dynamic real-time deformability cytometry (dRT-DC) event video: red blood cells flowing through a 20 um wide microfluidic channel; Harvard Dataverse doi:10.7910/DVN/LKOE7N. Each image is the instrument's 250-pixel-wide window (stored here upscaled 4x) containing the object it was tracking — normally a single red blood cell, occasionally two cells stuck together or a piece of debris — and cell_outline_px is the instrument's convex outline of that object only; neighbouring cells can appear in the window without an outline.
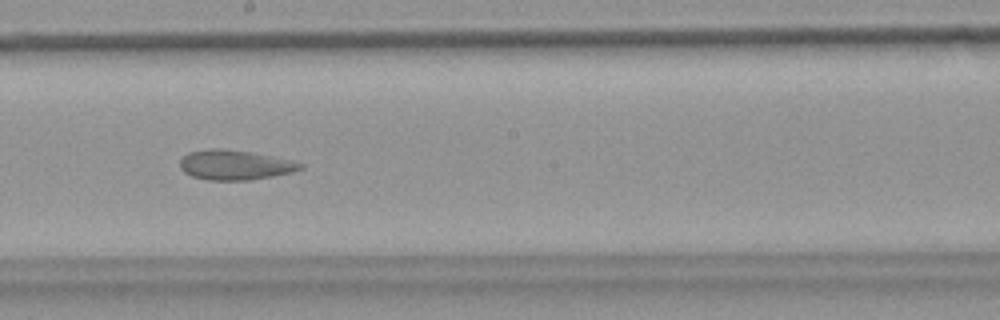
{"species": "common noctule bat (a hibernating species)", "species_latin": "Nyctalus noctula", "temperature_condition": "warm", "stored_images_in_passage": 54, "camera_frame_rate_fps": 3000, "um_per_image_px": 0.085, "animal": {"sex": "female", "body_mass_g": 18.4}, "frame": {"image": 1, "passage_image": 30, "time_ms": 9.667, "image_size_px": [1000, 320], "cell_outline_px": [[304, 168], [292, 172], [272, 176], [248, 180], [208, 180], [192, 176], [184, 172], [180, 168], [180, 160], [188, 152], [212, 148], [220, 148], [248, 152], [292, 160], [304, 164]], "centroid_in_image_um": [19.96, 14.02], "position_along_channel_um": 228.2, "area_um2": 20.75}}
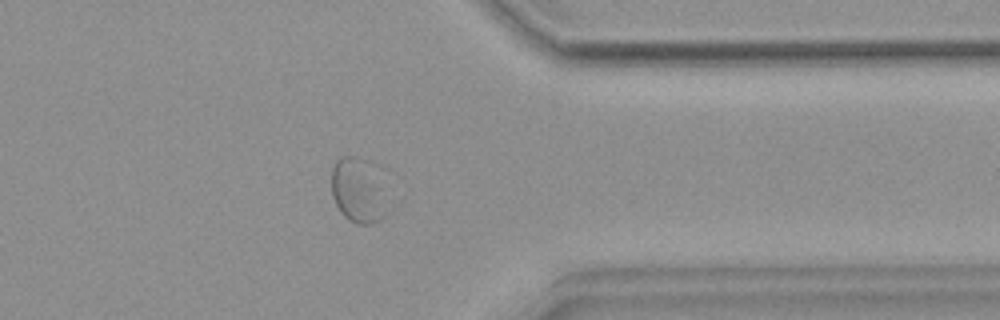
{"frame": {"image": 2, "passage_image": 43, "time_ms": 14.0, "image_size_px": [1000, 320], "cell_outline_px": [[388, 212], [380, 220], [372, 224], [356, 224], [348, 220], [340, 212], [332, 196], [332, 168], [336, 160], [344, 156], [356, 156], [364, 160]], "centroid_in_image_um": [30.3, 16.29], "position_along_channel_um": 381.1, "area_um2": 19.54}}
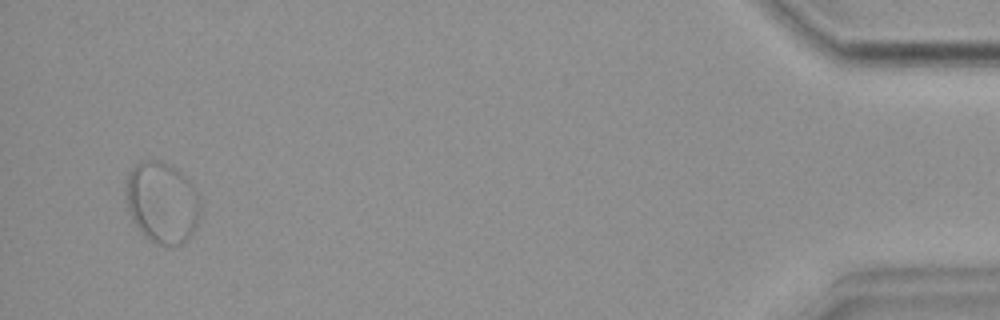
{"frame": {"image": 3, "passage_image": 52, "time_ms": 17.0, "image_size_px": [1000, 320], "cell_outline_px": [[200, 220], [188, 240], [180, 244], [168, 248], [156, 244], [144, 236], [140, 232], [132, 220], [128, 212], [124, 196], [124, 192], [128, 172], [140, 160], [156, 160], [172, 168], [184, 176], [188, 180], [196, 196], [200, 208]], "centroid_in_image_um": [13.72, 17.28], "position_along_channel_um": 421.5, "area_um2": 35.49}, "authors_computed_cell_mechanics": {"area_um2": 24.1604, "velocity_mm_per_s": 3.6995, "shape_relaxation_time_tau1_ms": null, "shape_relaxation_time_tau2_ms": 2.1896, "deformation_change_tau1": null, "deformation_change_tau2": 0.0814}}